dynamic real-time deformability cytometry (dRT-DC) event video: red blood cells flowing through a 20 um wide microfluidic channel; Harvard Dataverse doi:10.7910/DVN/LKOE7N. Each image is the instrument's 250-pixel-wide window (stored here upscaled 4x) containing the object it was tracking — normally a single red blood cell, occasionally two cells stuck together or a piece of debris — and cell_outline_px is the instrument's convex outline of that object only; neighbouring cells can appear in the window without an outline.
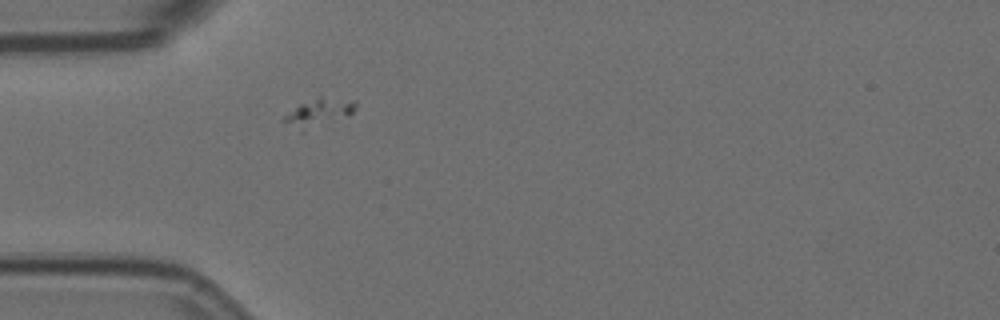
{"species": "Egyptian fruit bat (a non-hibernating species)", "species_latin": "Rousettus aegyptiacus", "temperature_condition": "room temperature", "stored_images_in_passage": 2, "camera_frame_rate_fps": 3000, "um_per_image_px": 0.085, "animal": {"sex": "female"}, "frame": {"image": 1, "passage_image": 2, "time_ms": 0.333, "image_size_px": [1000, 320], "cell_outline_px": [[356, 108], [352, 112], [304, 132], [300, 132], [284, 120], [284, 116], [300, 104], [320, 96], [356, 100]], "centroid_in_image_um": [27.1, 9.55], "position_along_channel_um": 57.9, "area_um2": 11.21}}